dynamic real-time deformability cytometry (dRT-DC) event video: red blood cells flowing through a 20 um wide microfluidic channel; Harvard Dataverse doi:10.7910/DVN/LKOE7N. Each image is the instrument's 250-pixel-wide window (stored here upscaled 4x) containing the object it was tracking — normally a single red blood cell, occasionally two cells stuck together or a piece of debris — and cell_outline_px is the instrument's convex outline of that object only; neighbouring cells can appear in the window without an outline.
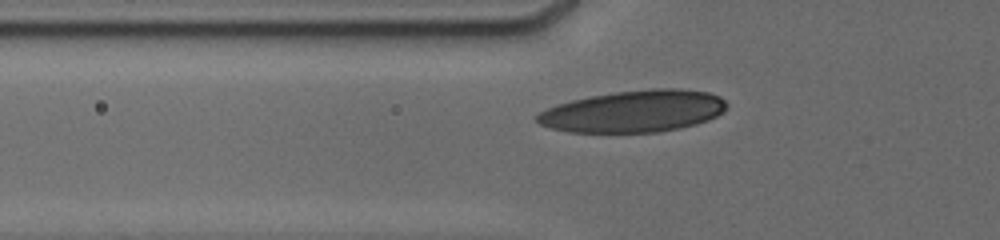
{"species": "human", "species_latin": "Homo sapiens", "temperature_condition": "cold", "stored_images_in_passage": 54, "camera_frame_rate_fps": 3000, "um_per_image_px": 0.085, "donor": {"sex": "male"}, "frame": {"image": 1, "passage_image": 2, "time_ms": 0.333, "image_size_px": [1000, 240], "cell_outline_px": [[728, 108], [724, 112], [708, 120], [696, 124], [680, 128], [656, 132], [572, 132], [552, 128], [540, 124], [536, 120], [536, 116], [540, 112], [556, 104], [572, 100], [592, 96], [616, 92], [652, 88], [680, 88], [708, 92], [720, 96], [728, 104]], "centroid_in_image_um": [53.92, 9.45], "position_along_channel_um": 71.9, "area_um2": 46.24}}
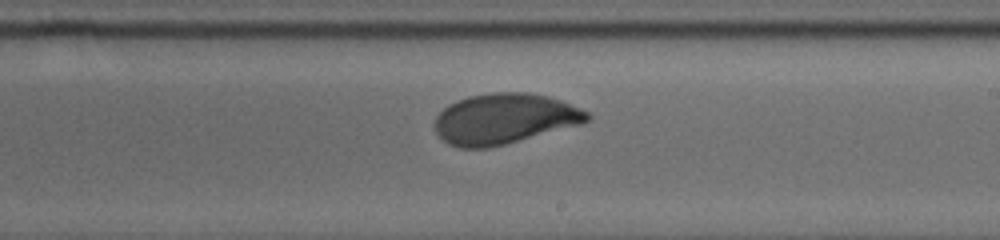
{"frame": {"image": 2, "passage_image": 22, "time_ms": 5.0, "image_size_px": [1000, 240], "cell_outline_px": [[592, 116], [588, 120], [580, 124], [504, 144], [488, 148], [460, 148], [448, 144], [436, 132], [436, 116], [448, 104], [456, 100], [468, 96], [492, 92], [528, 92], [548, 96], [560, 100], [580, 108], [588, 112]], "centroid_in_image_um": [42.85, 10.08], "position_along_channel_um": 246.1, "area_um2": 44.56}}
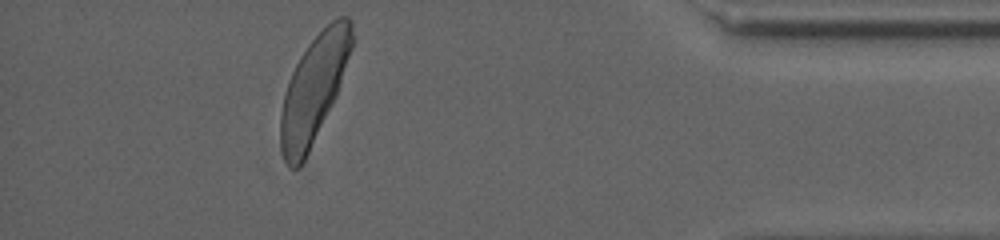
{"frame": {"image": 3, "passage_image": 45, "time_ms": 10.333, "image_size_px": [1000, 240], "cell_outline_px": [[352, 48], [336, 96], [304, 160], [296, 168], [288, 168], [284, 160], [280, 148], [280, 112], [288, 80], [300, 56], [308, 44], [332, 20], [340, 16], [348, 16], [352, 20]], "centroid_in_image_um": [26.65, 7.57], "position_along_channel_um": 408.5, "area_um2": 43.93}, "authors_computed_cell_mechanics": {"area_um2": 44.4482, "velocity_mm_per_s": 3.7689, "shape_relaxation_time_tau1_ms": 3.0698, "shape_relaxation_time_tau2_ms": null, "deformation_change_tau1": 0.1635, "deformation_change_tau2": null}}